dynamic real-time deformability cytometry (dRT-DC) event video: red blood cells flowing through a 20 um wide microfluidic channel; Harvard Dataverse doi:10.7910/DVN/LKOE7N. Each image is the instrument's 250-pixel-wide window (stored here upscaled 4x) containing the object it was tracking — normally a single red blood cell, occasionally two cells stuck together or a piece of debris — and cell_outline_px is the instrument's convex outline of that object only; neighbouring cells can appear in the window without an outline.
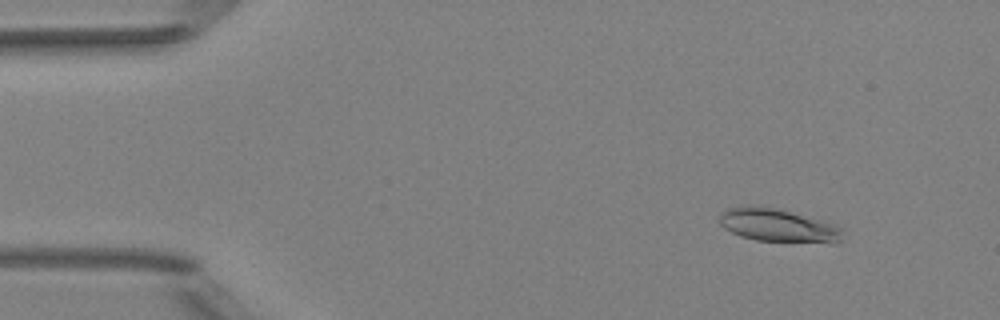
{"species": "Egyptian fruit bat (a non-hibernating species)", "species_latin": "Rousettus aegyptiacus", "temperature_condition": "room temperature", "stored_images_in_passage": 50, "camera_frame_rate_fps": 3000, "um_per_image_px": 0.085, "animal": {"sex": "female"}, "frame": {"image": 1, "passage_image": 5, "time_ms": 1.333, "image_size_px": [1000, 320], "cell_outline_px": [[844, 232], [840, 240], [836, 244], [832, 244], [756, 240], [740, 236], [724, 228], [720, 224], [720, 216], [728, 208], [740, 204], [752, 204], [772, 208], [836, 224]], "centroid_in_image_um": [66.14, 19.17], "position_along_channel_um": 18.9, "area_um2": 23.99}}
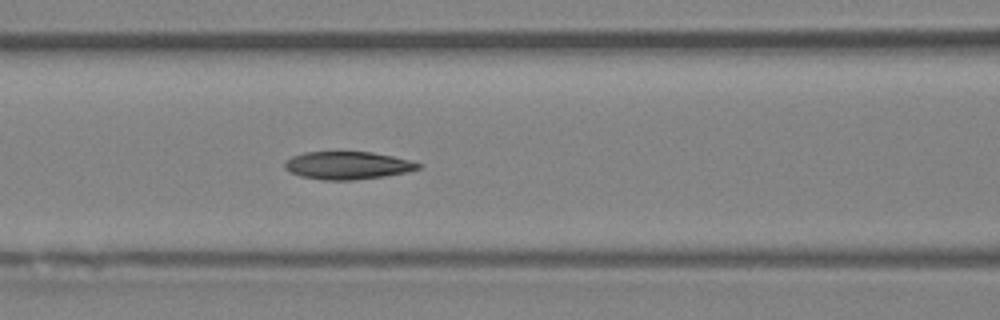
{"frame": {"image": 2, "passage_image": 21, "time_ms": 6.667, "image_size_px": [1000, 320], "cell_outline_px": [[424, 164], [420, 168], [404, 172], [384, 176], [352, 180], [324, 180], [300, 176], [288, 172], [284, 168], [284, 160], [292, 156], [304, 152], [372, 152], [412, 160]], "centroid_in_image_um": [29.52, 14.05], "position_along_channel_um": 137.1, "area_um2": 21.73}}
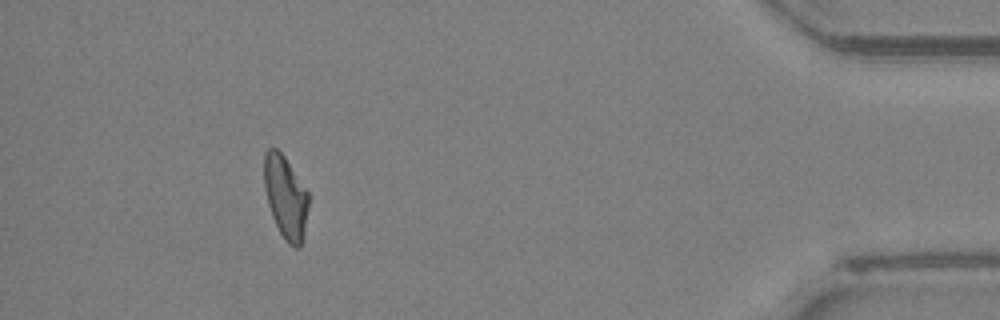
{"frame": {"image": 3, "passage_image": 46, "time_ms": 15.0, "image_size_px": [1000, 320], "cell_outline_px": [[312, 196], [304, 236], [300, 248], [296, 248], [288, 244], [284, 240], [272, 216], [268, 204], [264, 188], [264, 152], [268, 148], [276, 148], [284, 156]], "centroid_in_image_um": [24.32, 16.78], "position_along_channel_um": 410.9, "area_um2": 22.08}, "authors_computed_cell_mechanics": {"area_um2": 22.0218, "velocity_mm_per_s": 4.0074, "shape_relaxation_time_tau1_ms": 6.826, "shape_relaxation_time_tau2_ms": 6.2773, "deformation_change_tau1": 0.1608, "deformation_change_tau2": 0.106}}